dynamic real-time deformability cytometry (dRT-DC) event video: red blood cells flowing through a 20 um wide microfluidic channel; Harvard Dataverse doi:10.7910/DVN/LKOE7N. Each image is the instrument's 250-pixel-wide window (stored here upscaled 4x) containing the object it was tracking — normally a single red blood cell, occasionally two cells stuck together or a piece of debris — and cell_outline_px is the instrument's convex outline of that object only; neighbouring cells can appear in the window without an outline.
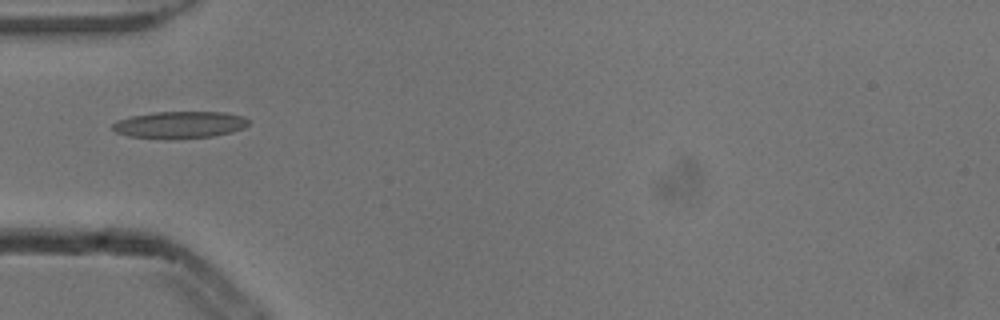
{"species": "common noctule bat (a hibernating species)", "species_latin": "Nyctalus noctula", "temperature_condition": "cold", "stored_images_in_passage": 2, "camera_frame_rate_fps": 3000, "um_per_image_px": 0.085, "animal": {"sex": "male", "body_mass_g": 13.3}, "frame": {"image": 1, "passage_image": 2, "time_ms": 0.333, "image_size_px": [1000, 320], "cell_outline_px": [[248, 124], [244, 128], [232, 132], [212, 136], [168, 140], [128, 136], [116, 132], [112, 128], [112, 124], [116, 120], [132, 116], [152, 112], [224, 112], [244, 116], [248, 120]], "centroid_in_image_um": [15.26, 10.61], "position_along_channel_um": 69.7, "area_um2": 21.62}}